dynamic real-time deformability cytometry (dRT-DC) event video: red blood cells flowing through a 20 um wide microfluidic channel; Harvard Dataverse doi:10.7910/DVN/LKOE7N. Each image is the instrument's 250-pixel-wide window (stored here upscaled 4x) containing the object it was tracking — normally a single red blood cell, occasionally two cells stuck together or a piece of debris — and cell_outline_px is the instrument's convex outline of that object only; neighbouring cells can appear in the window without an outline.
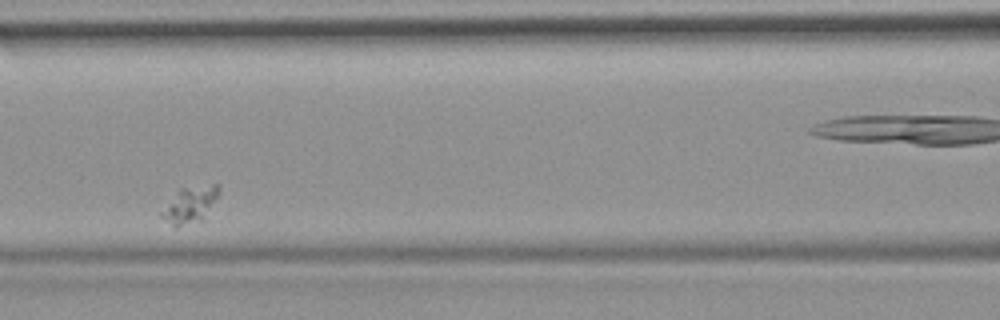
{"species": "common noctule bat (a hibernating species)", "species_latin": "Nyctalus noctula", "temperature_condition": "room temperature", "stored_images_in_passage": 10, "camera_frame_rate_fps": 3000, "um_per_image_px": 0.085, "animal": {"sex": "female", "body_mass_g": 19.9}, "frame": {"image": 1, "passage_image": 4, "time_ms": 1.0, "image_size_px": [1000, 320], "cell_outline_px": [[220, 192], [200, 220], [176, 228], [164, 220], [160, 216], [160, 212], [180, 188], [212, 184], [220, 184]], "centroid_in_image_um": [16.12, 17.39], "position_along_channel_um": 150.5, "area_um2": 11.79}}
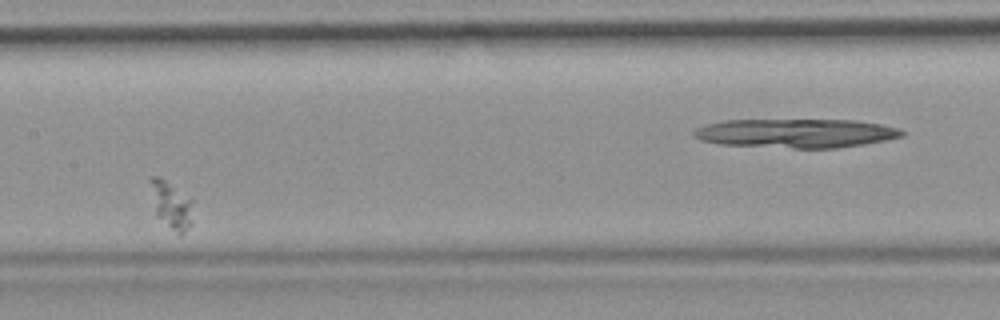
{"frame": {"image": 2, "passage_image": 5, "time_ms": 1.333, "image_size_px": [1000, 320], "cell_outline_px": [[192, 224], [180, 236], [156, 216], [148, 180], [148, 176], [160, 176], [192, 200]], "centroid_in_image_um": [14.53, 17.41], "position_along_channel_um": 192.9, "area_um2": 11.85}}
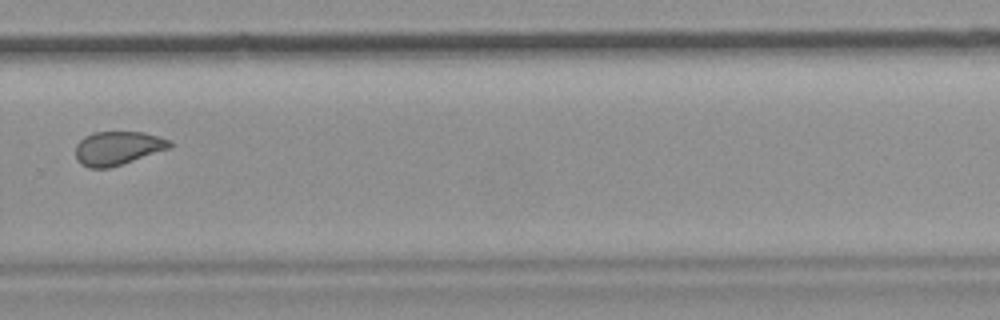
{"frame": {"image": 3, "passage_image": 10, "time_ms": 3.0, "image_size_px": [1000, 320], "cell_outline_px": [[172, 148], [108, 168], [88, 168], [80, 164], [76, 160], [76, 144], [84, 136], [96, 132], [144, 132], [172, 140]], "centroid_in_image_um": [10.02, 12.59], "position_along_channel_um": 319.8, "area_um2": 18.61}}